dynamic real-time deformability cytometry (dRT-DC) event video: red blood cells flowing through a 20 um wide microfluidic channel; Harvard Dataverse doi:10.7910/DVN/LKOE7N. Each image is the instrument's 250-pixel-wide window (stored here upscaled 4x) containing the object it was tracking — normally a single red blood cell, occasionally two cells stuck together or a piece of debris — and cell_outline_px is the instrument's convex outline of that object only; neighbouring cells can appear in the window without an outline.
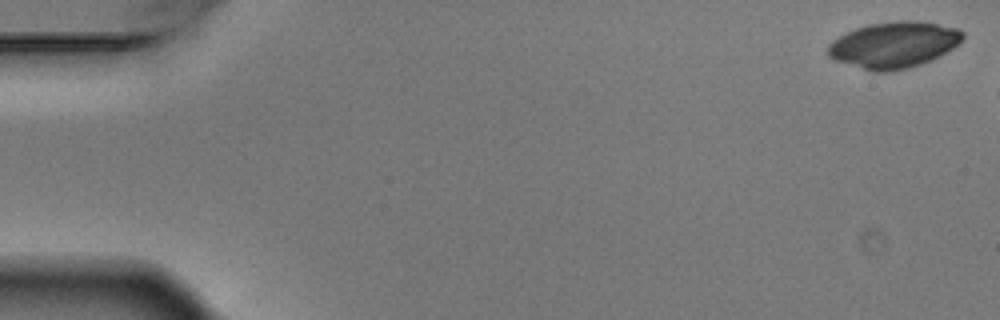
{"species": "Egyptian fruit bat (a non-hibernating species)", "species_latin": "Rousettus aegyptiacus", "temperature_condition": "warm", "stored_images_in_passage": 4, "camera_frame_rate_fps": 3000, "um_per_image_px": 0.085, "animal": {"sex": "male"}, "frame": {"image": 1, "passage_image": 1, "time_ms": 0.0, "image_size_px": [1000, 320], "cell_outline_px": [[964, 36], [952, 48], [920, 64], [904, 68], [884, 72], [876, 72], [836, 60], [828, 56], [828, 44], [832, 40], [856, 28], [868, 24], [896, 20], [916, 20], [956, 28], [964, 32]], "centroid_in_image_um": [75.94, 3.78], "position_along_channel_um": 9.1, "area_um2": 35.55}}